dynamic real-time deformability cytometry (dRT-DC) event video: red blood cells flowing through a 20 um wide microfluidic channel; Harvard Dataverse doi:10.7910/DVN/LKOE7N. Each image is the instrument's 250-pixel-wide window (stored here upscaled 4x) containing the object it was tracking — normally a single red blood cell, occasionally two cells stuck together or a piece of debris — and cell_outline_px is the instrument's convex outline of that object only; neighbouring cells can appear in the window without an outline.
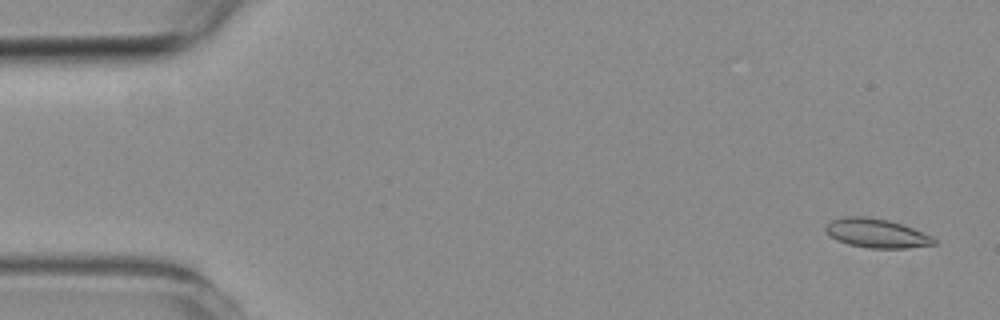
{"species": "common noctule bat (a hibernating species)", "species_latin": "Nyctalus noctula", "temperature_condition": "room temperature", "stored_images_in_passage": 5, "camera_frame_rate_fps": 3000, "um_per_image_px": 0.085, "animal": {"sex": "female", "body_mass_g": 19.3, "forearm_length_mm": 54.1}, "frame": {"image": 1, "passage_image": 1, "time_ms": 0.0, "image_size_px": [1000, 320], "cell_outline_px": [[936, 244], [904, 248], [868, 248], [848, 244], [836, 240], [824, 228], [832, 220], [844, 216], [868, 216], [888, 220], [904, 224], [932, 236], [936, 240]], "centroid_in_image_um": [74.52, 19.81], "position_along_channel_um": 10.5, "area_um2": 18.32}}
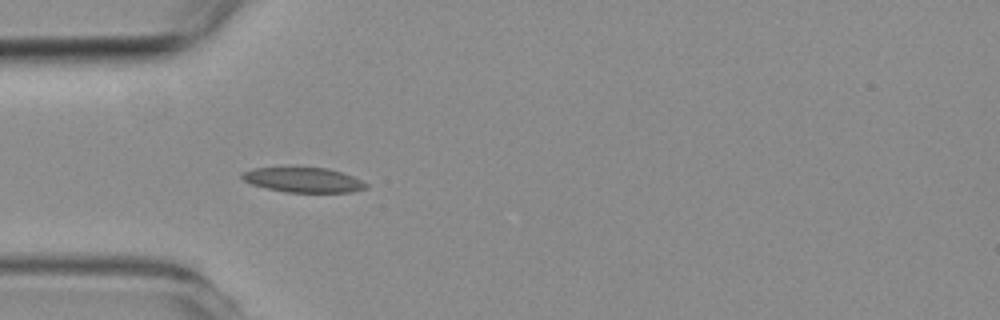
{"frame": {"image": 2, "passage_image": 5, "time_ms": 4.667, "image_size_px": [1000, 320], "cell_outline_px": [[368, 188], [352, 192], [284, 192], [252, 184], [244, 180], [240, 176], [244, 172], [252, 168], [328, 168], [352, 176], [368, 184]], "centroid_in_image_um": [25.81, 15.3], "position_along_channel_um": 59.2, "area_um2": 17.69}}